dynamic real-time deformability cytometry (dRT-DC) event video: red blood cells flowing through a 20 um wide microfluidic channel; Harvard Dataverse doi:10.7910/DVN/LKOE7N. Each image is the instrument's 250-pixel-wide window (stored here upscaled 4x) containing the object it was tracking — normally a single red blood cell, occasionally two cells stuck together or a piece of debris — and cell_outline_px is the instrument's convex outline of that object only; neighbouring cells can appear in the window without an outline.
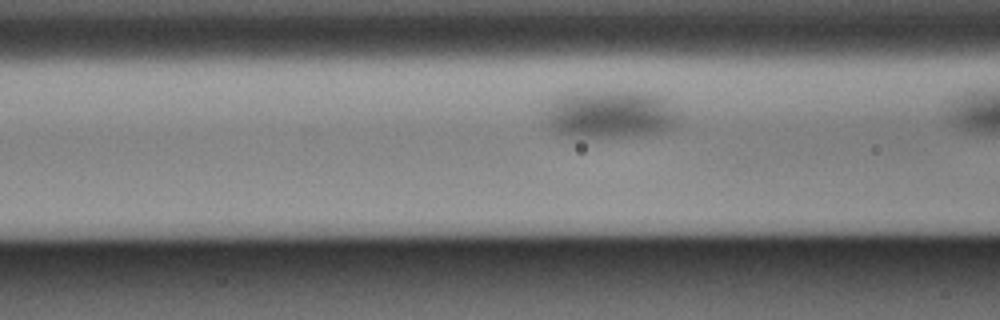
{"species": "Egyptian fruit bat (a non-hibernating species)", "species_latin": "Rousettus aegyptiacus", "temperature_condition": "warm", "stored_images_in_passage": 7, "camera_frame_rate_fps": 3000, "um_per_image_px": 0.085, "animal": {"sex": "male"}, "frame": {"image": 1, "passage_image": 6, "time_ms": 1.667, "image_size_px": [1000, 320], "cell_outline_px": [[680, 124], [676, 128], [668, 132], [644, 136], [576, 136], [556, 132], [548, 128], [544, 124], [544, 112], [548, 100], [556, 96], [568, 92], [584, 88], [608, 88], [656, 92], [664, 96], [672, 104], [680, 116]], "centroid_in_image_um": [51.9, 9.62], "position_along_channel_um": 114.7, "area_um2": 40.4}}